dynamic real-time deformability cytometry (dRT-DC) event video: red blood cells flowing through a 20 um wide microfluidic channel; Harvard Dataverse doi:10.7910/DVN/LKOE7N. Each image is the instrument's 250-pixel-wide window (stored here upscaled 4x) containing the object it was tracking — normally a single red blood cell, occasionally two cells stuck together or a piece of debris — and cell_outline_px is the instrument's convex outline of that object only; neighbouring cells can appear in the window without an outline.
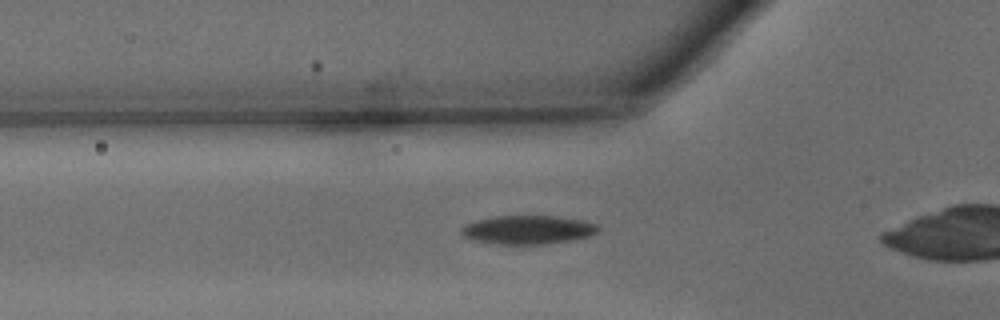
{"species": "common noctule bat (a hibernating species)", "species_latin": "Nyctalus noctula", "temperature_condition": "warm", "stored_images_in_passage": 30, "camera_frame_rate_fps": 3000, "um_per_image_px": 0.085, "animal": {"sex": "male", "body_mass_g": 15.6}, "frame": {"image": 1, "passage_image": 5, "time_ms": 1.333, "image_size_px": [1000, 320], "cell_outline_px": [[600, 228], [596, 232], [588, 236], [572, 240], [544, 244], [500, 244], [472, 240], [464, 236], [460, 232], [460, 228], [464, 224], [476, 220], [492, 216], [560, 216], [584, 220], [596, 224]], "centroid_in_image_um": [44.84, 19.52], "position_along_channel_um": 81.0, "area_um2": 23.0}}
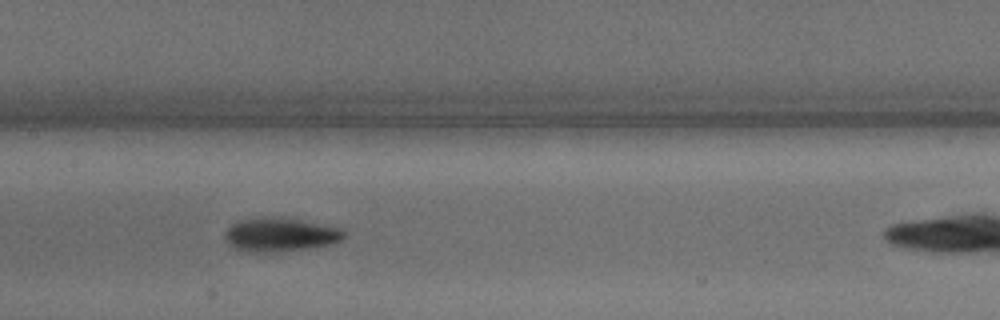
{"frame": {"image": 2, "passage_image": 12, "time_ms": 3.667, "image_size_px": [1000, 320], "cell_outline_px": [[344, 236], [336, 244], [316, 248], [280, 252], [272, 252], [236, 248], [228, 244], [224, 236], [224, 232], [232, 224], [240, 220], [300, 220], [340, 228], [344, 232]], "centroid_in_image_um": [23.9, 20.0], "position_along_channel_um": 183.5, "area_um2": 22.43}}
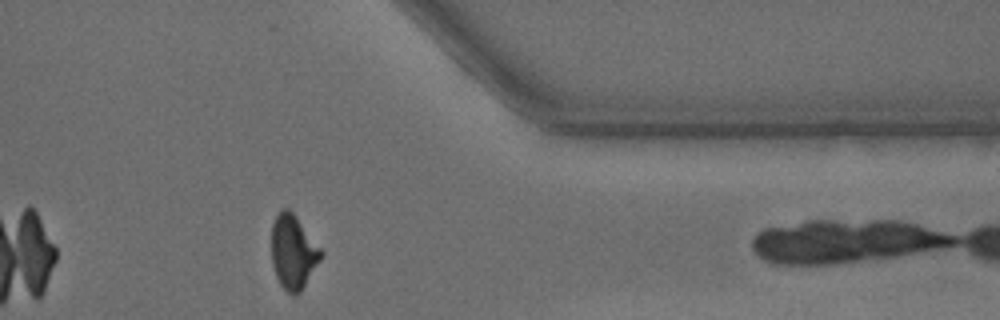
{"frame": {"image": 3, "passage_image": 27, "time_ms": 8.667, "image_size_px": [1000, 320], "cell_outline_px": [[324, 252], [320, 260], [300, 292], [296, 296], [292, 296], [280, 284], [276, 276], [272, 264], [272, 224], [276, 216], [284, 208], [288, 208], [296, 216]], "centroid_in_image_um": [24.92, 21.43], "position_along_channel_um": 386.5, "area_um2": 21.15}, "authors_computed_cell_mechanics": {"area_um2": 22.8888, "velocity_mm_per_s": 4.3522, "shape_relaxation_time_tau1_ms": 2.9878, "shape_relaxation_time_tau2_ms": 4.0722, "deformation_change_tau1": 0.1477, "deformation_change_tau2": 0.1085}}